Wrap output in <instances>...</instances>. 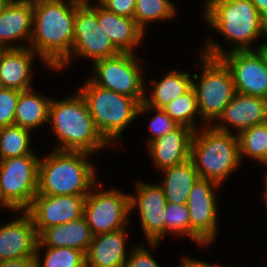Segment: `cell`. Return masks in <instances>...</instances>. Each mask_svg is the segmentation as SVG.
I'll return each instance as SVG.
<instances>
[{"mask_svg":"<svg viewBox=\"0 0 267 267\" xmlns=\"http://www.w3.org/2000/svg\"><path fill=\"white\" fill-rule=\"evenodd\" d=\"M199 54L200 73H194L192 87L197 96L201 125H213L236 91L230 69L221 58ZM201 62V63H200ZM202 67V68H201Z\"/></svg>","mask_w":267,"mask_h":267,"instance_id":"cell-7","label":"cell"},{"mask_svg":"<svg viewBox=\"0 0 267 267\" xmlns=\"http://www.w3.org/2000/svg\"><path fill=\"white\" fill-rule=\"evenodd\" d=\"M138 53H120L117 56L98 60L88 77L95 85L136 99L140 104L145 99V82L142 59ZM140 59V60H139Z\"/></svg>","mask_w":267,"mask_h":267,"instance_id":"cell-8","label":"cell"},{"mask_svg":"<svg viewBox=\"0 0 267 267\" xmlns=\"http://www.w3.org/2000/svg\"><path fill=\"white\" fill-rule=\"evenodd\" d=\"M193 134L194 130L190 127L179 125L176 129L149 143L145 148L154 168L161 171L189 160Z\"/></svg>","mask_w":267,"mask_h":267,"instance_id":"cell-19","label":"cell"},{"mask_svg":"<svg viewBox=\"0 0 267 267\" xmlns=\"http://www.w3.org/2000/svg\"><path fill=\"white\" fill-rule=\"evenodd\" d=\"M78 91L102 136L113 147L121 143L124 130L137 119L140 103L134 98L97 86L88 77Z\"/></svg>","mask_w":267,"mask_h":267,"instance_id":"cell-6","label":"cell"},{"mask_svg":"<svg viewBox=\"0 0 267 267\" xmlns=\"http://www.w3.org/2000/svg\"><path fill=\"white\" fill-rule=\"evenodd\" d=\"M91 156L93 157L86 152L56 149L51 150L47 156H41L37 194L88 195L99 181L96 165L89 159Z\"/></svg>","mask_w":267,"mask_h":267,"instance_id":"cell-4","label":"cell"},{"mask_svg":"<svg viewBox=\"0 0 267 267\" xmlns=\"http://www.w3.org/2000/svg\"><path fill=\"white\" fill-rule=\"evenodd\" d=\"M267 171V170H266ZM265 177H264V183L263 184H265L264 185V188L263 189H267V172H266V174L264 175Z\"/></svg>","mask_w":267,"mask_h":267,"instance_id":"cell-46","label":"cell"},{"mask_svg":"<svg viewBox=\"0 0 267 267\" xmlns=\"http://www.w3.org/2000/svg\"><path fill=\"white\" fill-rule=\"evenodd\" d=\"M99 183L86 197L83 214L94 236L126 228L131 219L130 193L116 187L105 190Z\"/></svg>","mask_w":267,"mask_h":267,"instance_id":"cell-10","label":"cell"},{"mask_svg":"<svg viewBox=\"0 0 267 267\" xmlns=\"http://www.w3.org/2000/svg\"><path fill=\"white\" fill-rule=\"evenodd\" d=\"M0 226V262L36 256L38 234L26 211Z\"/></svg>","mask_w":267,"mask_h":267,"instance_id":"cell-18","label":"cell"},{"mask_svg":"<svg viewBox=\"0 0 267 267\" xmlns=\"http://www.w3.org/2000/svg\"><path fill=\"white\" fill-rule=\"evenodd\" d=\"M203 1H204V2H203ZM203 1H202V4H203V5H202L201 8H203V7H204L209 1H211V0H203Z\"/></svg>","mask_w":267,"mask_h":267,"instance_id":"cell-47","label":"cell"},{"mask_svg":"<svg viewBox=\"0 0 267 267\" xmlns=\"http://www.w3.org/2000/svg\"><path fill=\"white\" fill-rule=\"evenodd\" d=\"M190 159L200 179L214 181L223 187L242 164L238 137L213 125L202 126L194 131Z\"/></svg>","mask_w":267,"mask_h":267,"instance_id":"cell-5","label":"cell"},{"mask_svg":"<svg viewBox=\"0 0 267 267\" xmlns=\"http://www.w3.org/2000/svg\"><path fill=\"white\" fill-rule=\"evenodd\" d=\"M120 53L98 22L97 4L78 6L71 53L54 71L65 70L72 65V61L77 60L75 57L84 60L90 59L89 61L93 64L98 60L114 57Z\"/></svg>","mask_w":267,"mask_h":267,"instance_id":"cell-9","label":"cell"},{"mask_svg":"<svg viewBox=\"0 0 267 267\" xmlns=\"http://www.w3.org/2000/svg\"><path fill=\"white\" fill-rule=\"evenodd\" d=\"M88 195L45 196L36 194L26 212L32 217L37 234L43 229L83 217Z\"/></svg>","mask_w":267,"mask_h":267,"instance_id":"cell-15","label":"cell"},{"mask_svg":"<svg viewBox=\"0 0 267 267\" xmlns=\"http://www.w3.org/2000/svg\"><path fill=\"white\" fill-rule=\"evenodd\" d=\"M35 88L20 91L15 110L14 125L38 130L48 124L49 107L52 97L38 93Z\"/></svg>","mask_w":267,"mask_h":267,"instance_id":"cell-26","label":"cell"},{"mask_svg":"<svg viewBox=\"0 0 267 267\" xmlns=\"http://www.w3.org/2000/svg\"><path fill=\"white\" fill-rule=\"evenodd\" d=\"M240 157L251 159L263 165V155L267 145V122L254 125L237 135Z\"/></svg>","mask_w":267,"mask_h":267,"instance_id":"cell-31","label":"cell"},{"mask_svg":"<svg viewBox=\"0 0 267 267\" xmlns=\"http://www.w3.org/2000/svg\"><path fill=\"white\" fill-rule=\"evenodd\" d=\"M128 227L95 235L85 253L86 267H124L130 254Z\"/></svg>","mask_w":267,"mask_h":267,"instance_id":"cell-21","label":"cell"},{"mask_svg":"<svg viewBox=\"0 0 267 267\" xmlns=\"http://www.w3.org/2000/svg\"><path fill=\"white\" fill-rule=\"evenodd\" d=\"M178 14L173 0H135L134 19L147 32L150 23L169 21ZM148 27V28H147Z\"/></svg>","mask_w":267,"mask_h":267,"instance_id":"cell-27","label":"cell"},{"mask_svg":"<svg viewBox=\"0 0 267 267\" xmlns=\"http://www.w3.org/2000/svg\"><path fill=\"white\" fill-rule=\"evenodd\" d=\"M2 206V209L5 208L6 210H10L12 213H17L16 211L3 197L2 192H1V187H0V207Z\"/></svg>","mask_w":267,"mask_h":267,"instance_id":"cell-40","label":"cell"},{"mask_svg":"<svg viewBox=\"0 0 267 267\" xmlns=\"http://www.w3.org/2000/svg\"><path fill=\"white\" fill-rule=\"evenodd\" d=\"M263 167H267V145L265 147V152H264V155H263Z\"/></svg>","mask_w":267,"mask_h":267,"instance_id":"cell-43","label":"cell"},{"mask_svg":"<svg viewBox=\"0 0 267 267\" xmlns=\"http://www.w3.org/2000/svg\"><path fill=\"white\" fill-rule=\"evenodd\" d=\"M39 58L46 70H52L30 47L4 49L0 54V80L3 88L25 91L34 88V61Z\"/></svg>","mask_w":267,"mask_h":267,"instance_id":"cell-20","label":"cell"},{"mask_svg":"<svg viewBox=\"0 0 267 267\" xmlns=\"http://www.w3.org/2000/svg\"><path fill=\"white\" fill-rule=\"evenodd\" d=\"M164 177L159 182L165 193L167 203L187 204L191 189L200 179L194 162L189 159L186 162L167 167L161 171Z\"/></svg>","mask_w":267,"mask_h":267,"instance_id":"cell-25","label":"cell"},{"mask_svg":"<svg viewBox=\"0 0 267 267\" xmlns=\"http://www.w3.org/2000/svg\"><path fill=\"white\" fill-rule=\"evenodd\" d=\"M165 236L175 235L186 240L189 239L199 245L191 237V225L189 220V210L186 204L167 203L164 211Z\"/></svg>","mask_w":267,"mask_h":267,"instance_id":"cell-32","label":"cell"},{"mask_svg":"<svg viewBox=\"0 0 267 267\" xmlns=\"http://www.w3.org/2000/svg\"><path fill=\"white\" fill-rule=\"evenodd\" d=\"M32 34L33 0H8L0 12V46L3 49L29 47Z\"/></svg>","mask_w":267,"mask_h":267,"instance_id":"cell-16","label":"cell"},{"mask_svg":"<svg viewBox=\"0 0 267 267\" xmlns=\"http://www.w3.org/2000/svg\"><path fill=\"white\" fill-rule=\"evenodd\" d=\"M135 194L130 193V214L138 210L139 220L146 242H160L165 237V219L167 201L160 183L143 180L134 182Z\"/></svg>","mask_w":267,"mask_h":267,"instance_id":"cell-13","label":"cell"},{"mask_svg":"<svg viewBox=\"0 0 267 267\" xmlns=\"http://www.w3.org/2000/svg\"><path fill=\"white\" fill-rule=\"evenodd\" d=\"M221 185L214 181L199 179L191 189L187 207L191 225V237L201 247L214 244L218 235L219 205L216 190Z\"/></svg>","mask_w":267,"mask_h":267,"instance_id":"cell-12","label":"cell"},{"mask_svg":"<svg viewBox=\"0 0 267 267\" xmlns=\"http://www.w3.org/2000/svg\"><path fill=\"white\" fill-rule=\"evenodd\" d=\"M202 18L229 43L227 50L217 40L207 38L200 52L210 57L220 58L232 51L258 50V40L267 37V22L251 0H211L202 8Z\"/></svg>","mask_w":267,"mask_h":267,"instance_id":"cell-1","label":"cell"},{"mask_svg":"<svg viewBox=\"0 0 267 267\" xmlns=\"http://www.w3.org/2000/svg\"><path fill=\"white\" fill-rule=\"evenodd\" d=\"M73 92L60 100L55 98L51 100L48 124L52 135L56 137L55 140H58L52 149L95 155L111 148L112 145L97 129L80 92L78 90Z\"/></svg>","mask_w":267,"mask_h":267,"instance_id":"cell-3","label":"cell"},{"mask_svg":"<svg viewBox=\"0 0 267 267\" xmlns=\"http://www.w3.org/2000/svg\"><path fill=\"white\" fill-rule=\"evenodd\" d=\"M75 5L66 0H33L30 48L54 71L71 53Z\"/></svg>","mask_w":267,"mask_h":267,"instance_id":"cell-2","label":"cell"},{"mask_svg":"<svg viewBox=\"0 0 267 267\" xmlns=\"http://www.w3.org/2000/svg\"><path fill=\"white\" fill-rule=\"evenodd\" d=\"M0 267H37L36 256L2 261Z\"/></svg>","mask_w":267,"mask_h":267,"instance_id":"cell-37","label":"cell"},{"mask_svg":"<svg viewBox=\"0 0 267 267\" xmlns=\"http://www.w3.org/2000/svg\"><path fill=\"white\" fill-rule=\"evenodd\" d=\"M220 58L231 71L237 93L267 99V63L259 50L232 51Z\"/></svg>","mask_w":267,"mask_h":267,"instance_id":"cell-14","label":"cell"},{"mask_svg":"<svg viewBox=\"0 0 267 267\" xmlns=\"http://www.w3.org/2000/svg\"><path fill=\"white\" fill-rule=\"evenodd\" d=\"M262 42L263 43H259L260 46H259L258 50L261 52V54L263 55V57L267 63V37Z\"/></svg>","mask_w":267,"mask_h":267,"instance_id":"cell-42","label":"cell"},{"mask_svg":"<svg viewBox=\"0 0 267 267\" xmlns=\"http://www.w3.org/2000/svg\"><path fill=\"white\" fill-rule=\"evenodd\" d=\"M179 267H224V265L214 263L211 264L210 262L208 263V261L205 260H201L194 257L192 258L189 255H183Z\"/></svg>","mask_w":267,"mask_h":267,"instance_id":"cell-38","label":"cell"},{"mask_svg":"<svg viewBox=\"0 0 267 267\" xmlns=\"http://www.w3.org/2000/svg\"><path fill=\"white\" fill-rule=\"evenodd\" d=\"M153 112L154 114L151 116V121L149 122V131L150 135L147 138L146 146L154 141L155 139L164 136L165 134L169 133L170 131L176 129L179 124L174 121L163 109L154 108L148 106L144 101L140 104L137 112V117L148 113L151 115Z\"/></svg>","mask_w":267,"mask_h":267,"instance_id":"cell-33","label":"cell"},{"mask_svg":"<svg viewBox=\"0 0 267 267\" xmlns=\"http://www.w3.org/2000/svg\"><path fill=\"white\" fill-rule=\"evenodd\" d=\"M39 161L37 154L0 160L2 195L18 212L26 211L37 194Z\"/></svg>","mask_w":267,"mask_h":267,"instance_id":"cell-11","label":"cell"},{"mask_svg":"<svg viewBox=\"0 0 267 267\" xmlns=\"http://www.w3.org/2000/svg\"><path fill=\"white\" fill-rule=\"evenodd\" d=\"M93 233L85 217L43 229L38 234L37 247H69L87 252Z\"/></svg>","mask_w":267,"mask_h":267,"instance_id":"cell-23","label":"cell"},{"mask_svg":"<svg viewBox=\"0 0 267 267\" xmlns=\"http://www.w3.org/2000/svg\"><path fill=\"white\" fill-rule=\"evenodd\" d=\"M261 17L267 22V0H251Z\"/></svg>","mask_w":267,"mask_h":267,"instance_id":"cell-39","label":"cell"},{"mask_svg":"<svg viewBox=\"0 0 267 267\" xmlns=\"http://www.w3.org/2000/svg\"><path fill=\"white\" fill-rule=\"evenodd\" d=\"M107 10L123 17H134L135 0H100Z\"/></svg>","mask_w":267,"mask_h":267,"instance_id":"cell-36","label":"cell"},{"mask_svg":"<svg viewBox=\"0 0 267 267\" xmlns=\"http://www.w3.org/2000/svg\"><path fill=\"white\" fill-rule=\"evenodd\" d=\"M20 91L9 88L0 89V128L14 125L15 110Z\"/></svg>","mask_w":267,"mask_h":267,"instance_id":"cell-35","label":"cell"},{"mask_svg":"<svg viewBox=\"0 0 267 267\" xmlns=\"http://www.w3.org/2000/svg\"><path fill=\"white\" fill-rule=\"evenodd\" d=\"M146 244L138 242L137 245L129 247L130 254L125 262L124 267H161L149 250V248L153 250L156 249L161 243L147 242ZM148 245L149 248H147Z\"/></svg>","mask_w":267,"mask_h":267,"instance_id":"cell-34","label":"cell"},{"mask_svg":"<svg viewBox=\"0 0 267 267\" xmlns=\"http://www.w3.org/2000/svg\"><path fill=\"white\" fill-rule=\"evenodd\" d=\"M179 125H185L197 131L205 125L197 124L200 113L197 104V96L193 87L186 93L172 100L162 108ZM197 120V121H196ZM199 128H198V127Z\"/></svg>","mask_w":267,"mask_h":267,"instance_id":"cell-29","label":"cell"},{"mask_svg":"<svg viewBox=\"0 0 267 267\" xmlns=\"http://www.w3.org/2000/svg\"><path fill=\"white\" fill-rule=\"evenodd\" d=\"M4 49L0 46V54H1V52L3 51Z\"/></svg>","mask_w":267,"mask_h":267,"instance_id":"cell-48","label":"cell"},{"mask_svg":"<svg viewBox=\"0 0 267 267\" xmlns=\"http://www.w3.org/2000/svg\"><path fill=\"white\" fill-rule=\"evenodd\" d=\"M163 77V78H162ZM159 80L155 78L148 80L152 85L150 92H147L148 85L145 86L144 102L151 107L162 109L175 98L186 93L192 87L193 74L190 71L171 69ZM150 95H149V94ZM148 94V95H147Z\"/></svg>","mask_w":267,"mask_h":267,"instance_id":"cell-24","label":"cell"},{"mask_svg":"<svg viewBox=\"0 0 267 267\" xmlns=\"http://www.w3.org/2000/svg\"><path fill=\"white\" fill-rule=\"evenodd\" d=\"M8 0H0V12Z\"/></svg>","mask_w":267,"mask_h":267,"instance_id":"cell-45","label":"cell"},{"mask_svg":"<svg viewBox=\"0 0 267 267\" xmlns=\"http://www.w3.org/2000/svg\"><path fill=\"white\" fill-rule=\"evenodd\" d=\"M265 122L267 99L236 92L213 126L218 130L238 135L247 128Z\"/></svg>","mask_w":267,"mask_h":267,"instance_id":"cell-17","label":"cell"},{"mask_svg":"<svg viewBox=\"0 0 267 267\" xmlns=\"http://www.w3.org/2000/svg\"><path fill=\"white\" fill-rule=\"evenodd\" d=\"M36 261L37 267H86L85 253L69 247H37Z\"/></svg>","mask_w":267,"mask_h":267,"instance_id":"cell-30","label":"cell"},{"mask_svg":"<svg viewBox=\"0 0 267 267\" xmlns=\"http://www.w3.org/2000/svg\"><path fill=\"white\" fill-rule=\"evenodd\" d=\"M264 191L263 192V198L264 199V205L267 207V189H263ZM267 209V208H266ZM267 211V210H266Z\"/></svg>","mask_w":267,"mask_h":267,"instance_id":"cell-44","label":"cell"},{"mask_svg":"<svg viewBox=\"0 0 267 267\" xmlns=\"http://www.w3.org/2000/svg\"><path fill=\"white\" fill-rule=\"evenodd\" d=\"M69 3L79 5V6H84V5H94V3H100V0H66ZM95 1V2H94Z\"/></svg>","mask_w":267,"mask_h":267,"instance_id":"cell-41","label":"cell"},{"mask_svg":"<svg viewBox=\"0 0 267 267\" xmlns=\"http://www.w3.org/2000/svg\"><path fill=\"white\" fill-rule=\"evenodd\" d=\"M31 133L30 129L17 125L0 128V160L36 154L31 147Z\"/></svg>","mask_w":267,"mask_h":267,"instance_id":"cell-28","label":"cell"},{"mask_svg":"<svg viewBox=\"0 0 267 267\" xmlns=\"http://www.w3.org/2000/svg\"><path fill=\"white\" fill-rule=\"evenodd\" d=\"M97 16L100 26L121 53H136L146 32L134 18L119 16L97 3Z\"/></svg>","mask_w":267,"mask_h":267,"instance_id":"cell-22","label":"cell"}]
</instances>
